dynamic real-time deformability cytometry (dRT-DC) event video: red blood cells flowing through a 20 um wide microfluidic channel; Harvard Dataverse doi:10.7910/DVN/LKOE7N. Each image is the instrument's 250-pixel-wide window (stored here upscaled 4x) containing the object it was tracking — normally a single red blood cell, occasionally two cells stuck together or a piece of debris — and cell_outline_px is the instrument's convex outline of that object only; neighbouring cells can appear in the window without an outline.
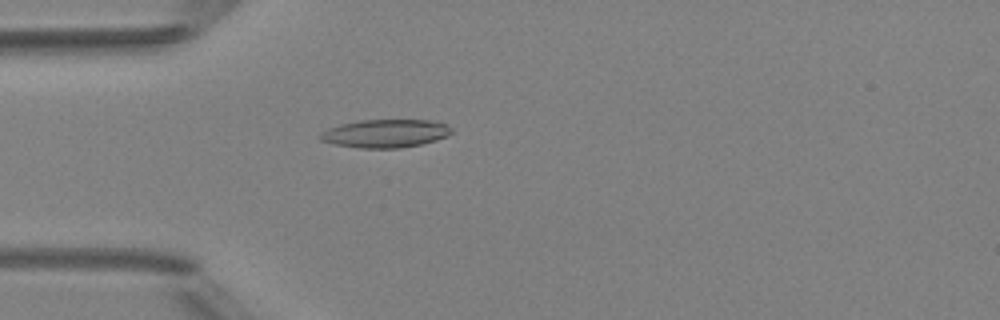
{"species": "Egyptian fruit bat (a non-hibernating species)", "species_latin": "Rousettus aegyptiacus", "temperature_condition": "room temperature", "stored_images_in_passage": 3, "camera_frame_rate_fps": 3000, "um_per_image_px": 0.085, "animal": {"sex": "female"}, "frame": {"image": 1, "passage_image": 3, "time_ms": 2.333, "image_size_px": [1000, 320], "cell_outline_px": [[452, 132], [448, 136], [436, 140], [420, 144], [400, 148], [360, 148], [332, 144], [320, 140], [316, 136], [320, 132], [328, 128], [340, 124], [360, 120], [436, 120], [448, 124], [452, 128]], "centroid_in_image_um": [32.74, 11.34], "position_along_channel_um": 52.3, "area_um2": 21.91}}